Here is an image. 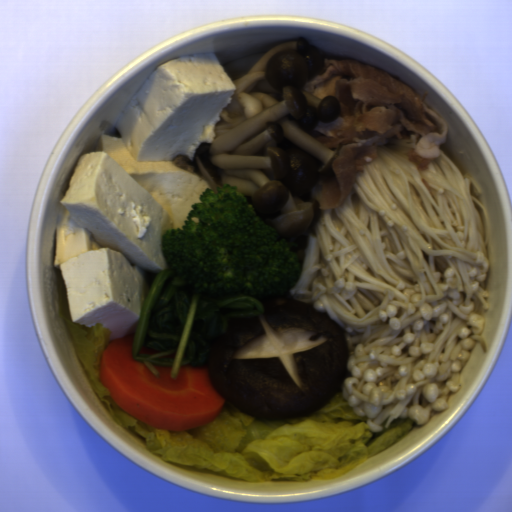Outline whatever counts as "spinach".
<instances>
[{
	"mask_svg": "<svg viewBox=\"0 0 512 512\" xmlns=\"http://www.w3.org/2000/svg\"><path fill=\"white\" fill-rule=\"evenodd\" d=\"M153 279L133 337V361L143 363L155 376V366H203L215 339L226 332L230 321L251 319L264 311L263 302L248 295L215 294L197 290L167 263ZM141 346L159 352L138 354Z\"/></svg>",
	"mask_w": 512,
	"mask_h": 512,
	"instance_id": "obj_1",
	"label": "spinach"
}]
</instances>
